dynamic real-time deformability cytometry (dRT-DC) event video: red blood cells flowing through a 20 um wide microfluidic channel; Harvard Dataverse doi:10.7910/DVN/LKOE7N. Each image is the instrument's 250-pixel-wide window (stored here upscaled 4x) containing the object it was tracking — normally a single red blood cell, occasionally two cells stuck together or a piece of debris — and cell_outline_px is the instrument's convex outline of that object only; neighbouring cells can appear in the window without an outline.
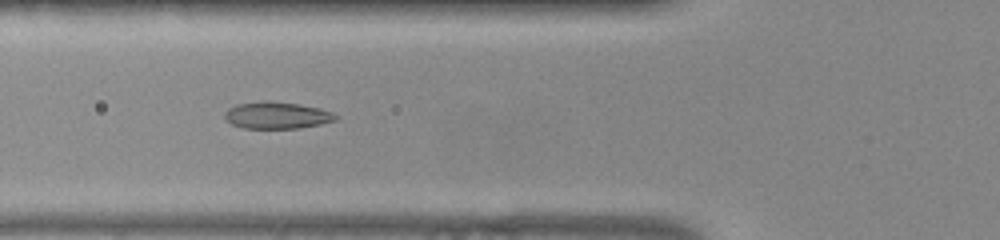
{"species": "common noctule bat (a hibernating species)", "species_latin": "Nyctalus noctula", "temperature_condition": "warm", "stored_images_in_passage": 38, "camera_frame_rate_fps": 3000, "um_per_image_px": 0.085, "animal": {"sex": "female", "body_mass_g": 22.0, "forearm_length_mm": 56.7}, "frame": {"image": 1, "passage_image": 5, "time_ms": 1.333, "image_size_px": [1000, 240], "cell_outline_px": [[340, 116], [336, 120], [320, 124], [300, 128], [244, 128], [232, 124], [224, 120], [224, 112], [228, 108], [236, 104], [264, 100], [300, 104], [320, 108], [332, 112]], "centroid_in_image_um": [23.52, 9.79], "position_along_channel_um": 102.3, "area_um2": 17.57}}
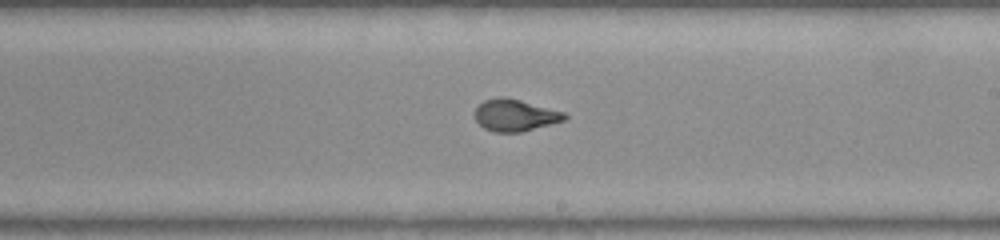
{"frame": {"image": 2, "passage_image": 16, "time_ms": 5.0, "image_size_px": [1000, 240], "cell_outline_px": [[568, 116], [564, 120], [552, 124], [520, 132], [492, 132], [484, 128], [476, 120], [476, 108], [484, 100], [500, 96], [504, 96], [520, 100], [564, 112]], "centroid_in_image_um": [43.78, 9.79], "position_along_channel_um": 245.2, "area_um2": 16.53}}
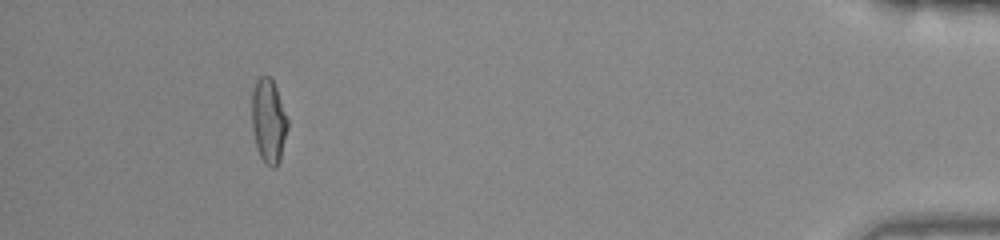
{"frame": {"image": 3, "passage_image": 34, "time_ms": 11.0, "image_size_px": [1000, 240], "cell_outline_px": [[288, 128], [280, 160], [276, 168], [272, 168], [260, 156], [256, 148], [252, 128], [252, 88], [256, 80], [260, 76], [268, 76], [272, 80], [276, 88], [288, 120]], "centroid_in_image_um": [22.82, 10.29], "position_along_channel_um": 412.4, "area_um2": 17.57}, "authors_computed_cell_mechanics": {"area_um2": 16.9932, "velocity_mm_per_s": 3.9029, "shape_relaxation_time_tau1_ms": 6.2872, "shape_relaxation_time_tau2_ms": null, "deformation_change_tau1": 0.2428, "deformation_change_tau2": null}}